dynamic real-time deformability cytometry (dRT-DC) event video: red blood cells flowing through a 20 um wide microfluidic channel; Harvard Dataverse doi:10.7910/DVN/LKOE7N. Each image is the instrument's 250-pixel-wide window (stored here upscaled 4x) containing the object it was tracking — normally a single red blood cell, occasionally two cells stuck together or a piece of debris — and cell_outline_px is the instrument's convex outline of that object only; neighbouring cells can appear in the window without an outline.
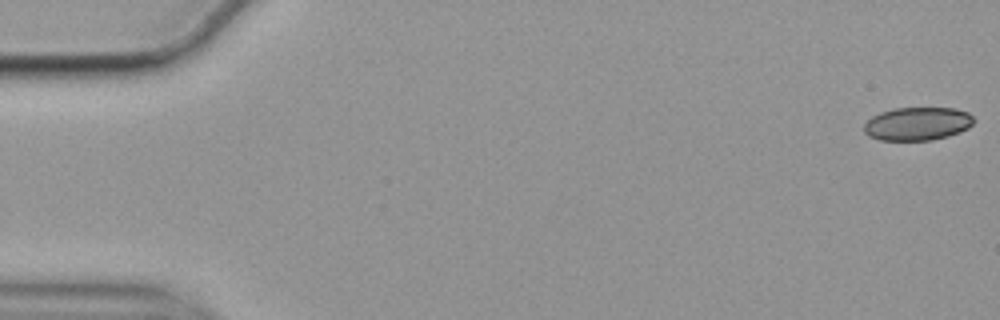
{"species": "common noctule bat (a hibernating species)", "species_latin": "Nyctalus noctula", "temperature_condition": "cold", "stored_images_in_passage": 57, "camera_frame_rate_fps": 3000, "um_per_image_px": 0.085, "animal": {"sex": "female", "body_mass_g": 19.9}, "frame": {"image": 1, "passage_image": 1, "time_ms": 0.0, "image_size_px": [1000, 320], "cell_outline_px": [[976, 120], [968, 128], [960, 132], [948, 136], [932, 140], [880, 140], [868, 136], [864, 132], [864, 124], [872, 116], [880, 112], [896, 108], [956, 108], [968, 112]], "centroid_in_image_um": [77.99, 10.52], "position_along_channel_um": 7.0, "area_um2": 21.39}}
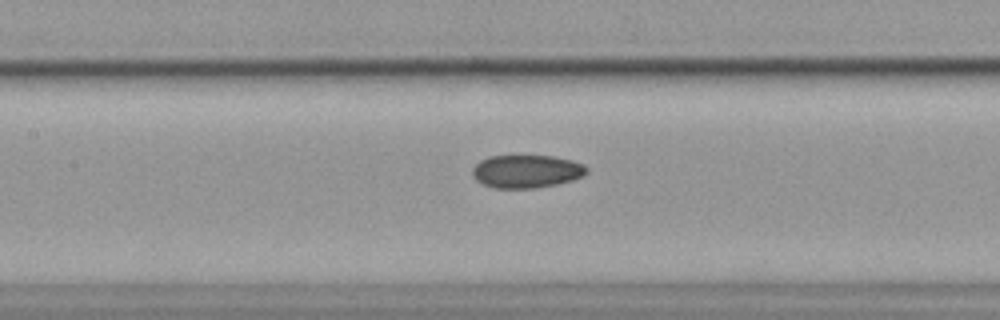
{"frame": {"image": 2, "passage_image": 26, "time_ms": 8.333, "image_size_px": [1000, 320], "cell_outline_px": [[588, 172], [584, 176], [572, 180], [556, 184], [536, 188], [492, 188], [476, 180], [472, 176], [472, 168], [480, 160], [488, 156], [552, 156], [572, 160], [584, 164], [588, 168]], "centroid_in_image_um": [44.76, 14.56], "position_along_channel_um": 162.6, "area_um2": 22.14}}
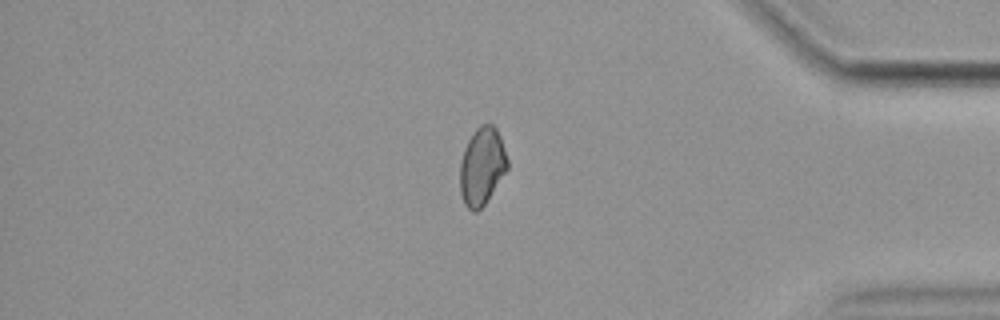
{"frame": {"image": 3, "passage_image": 48, "time_ms": 15.667, "image_size_px": [1000, 320], "cell_outline_px": [[508, 168], [484, 204], [476, 212], [472, 212], [464, 204], [460, 192], [460, 160], [464, 148], [468, 140], [476, 128], [480, 124], [492, 124], [496, 128], [500, 136], [508, 160]], "centroid_in_image_um": [40.95, 14.12], "position_along_channel_um": 394.3, "area_um2": 21.39}, "authors_computed_cell_mechanics": {"area_um2": 22.1374, "velocity_mm_per_s": 3.5394, "shape_relaxation_time_tau1_ms": null, "shape_relaxation_time_tau2_ms": 2.4819, "deformation_change_tau1": null, "deformation_change_tau2": 0.0575}}